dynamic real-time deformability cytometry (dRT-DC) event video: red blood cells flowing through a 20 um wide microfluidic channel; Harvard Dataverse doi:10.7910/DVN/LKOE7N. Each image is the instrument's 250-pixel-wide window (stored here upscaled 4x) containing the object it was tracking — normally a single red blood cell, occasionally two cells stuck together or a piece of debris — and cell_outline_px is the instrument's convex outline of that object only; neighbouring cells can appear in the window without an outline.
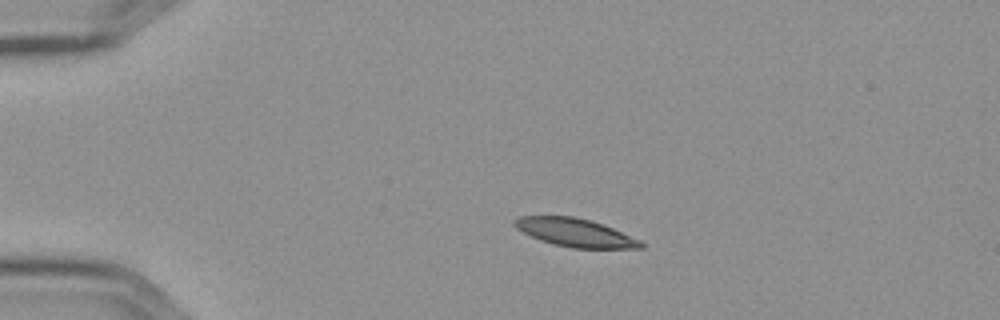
{"species": "Egyptian fruit bat (a non-hibernating species)", "species_latin": "Rousettus aegyptiacus", "temperature_condition": "cold", "stored_images_in_passage": 46, "camera_frame_rate_fps": 3000, "um_per_image_px": 0.085, "frame": {"image": 1, "passage_image": 1, "time_ms": 0.0, "image_size_px": [1000, 320], "cell_outline_px": [[644, 248], [572, 248], [552, 244], [540, 240], [516, 228], [512, 224], [512, 220], [520, 216], [572, 216], [592, 220], [612, 228], [640, 240], [644, 244]], "centroid_in_image_um": [48.87, 19.77], "position_along_channel_um": 36.1, "area_um2": 20.69}}
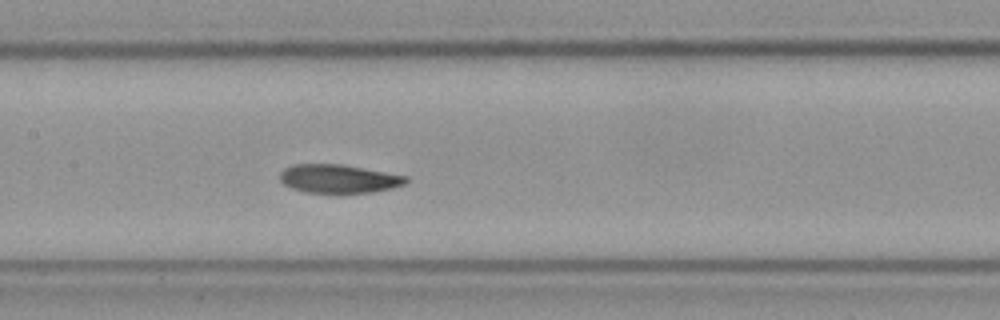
{"frame": {"image": 2, "passage_image": 17, "time_ms": 5.333, "image_size_px": [1000, 320], "cell_outline_px": [[408, 180], [404, 184], [392, 188], [372, 192], [340, 196], [336, 196], [304, 192], [292, 188], [284, 184], [280, 180], [280, 172], [284, 168], [296, 164], [340, 164], [408, 176]], "centroid_in_image_um": [28.77, 15.24], "position_along_channel_um": 178.6, "area_um2": 21.73}}
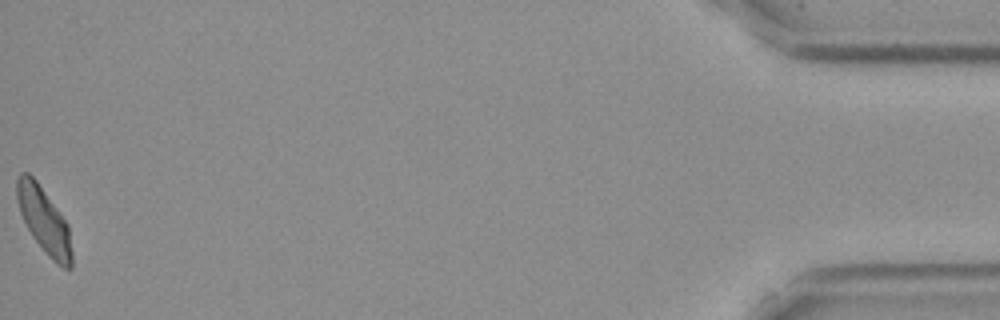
{"frame": {"image": 3, "passage_image": 46, "time_ms": 15.0, "image_size_px": [1000, 320], "cell_outline_px": [[72, 268], [64, 268], [56, 264], [48, 256], [32, 236], [20, 212], [16, 196], [16, 180], [20, 172], [28, 172], [36, 180], [68, 224], [72, 252]], "centroid_in_image_um": [3.74, 18.74], "position_along_channel_um": 431.5, "area_um2": 20.87}, "authors_computed_cell_mechanics": {"area_um2": 21.4149, "velocity_mm_per_s": 3.5603, "shape_relaxation_time_tau1_ms": 4.9695, "shape_relaxation_time_tau2_ms": 4.4976, "deformation_change_tau1": 0.1273, "deformation_change_tau2": 0.0871}}